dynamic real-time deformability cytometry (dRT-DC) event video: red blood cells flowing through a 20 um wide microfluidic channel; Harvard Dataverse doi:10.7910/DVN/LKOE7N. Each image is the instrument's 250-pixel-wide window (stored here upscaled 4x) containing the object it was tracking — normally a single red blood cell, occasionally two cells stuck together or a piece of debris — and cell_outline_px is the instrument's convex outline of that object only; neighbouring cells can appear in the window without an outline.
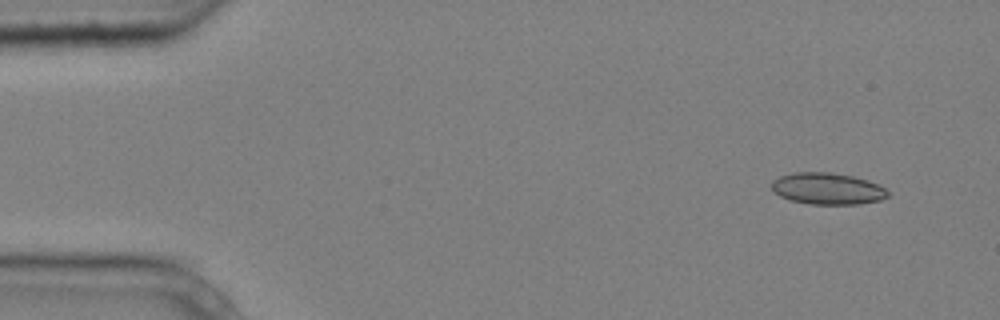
{"species": "common noctule bat (a hibernating species)", "species_latin": "Nyctalus noctula", "temperature_condition": "cold", "stored_images_in_passage": 5, "camera_frame_rate_fps": 3000, "um_per_image_px": 0.085, "animal": {"sex": "male", "body_mass_g": 20.4}, "frame": {"image": 1, "passage_image": 1, "time_ms": 0.0, "image_size_px": [1000, 320], "cell_outline_px": [[888, 196], [880, 200], [860, 204], [808, 204], [792, 200], [780, 196], [772, 188], [772, 180], [780, 176], [792, 172], [832, 172], [852, 176], [868, 180], [884, 188], [888, 192]], "centroid_in_image_um": [70.33, 16.03], "position_along_channel_um": 14.7, "area_um2": 21.33}}